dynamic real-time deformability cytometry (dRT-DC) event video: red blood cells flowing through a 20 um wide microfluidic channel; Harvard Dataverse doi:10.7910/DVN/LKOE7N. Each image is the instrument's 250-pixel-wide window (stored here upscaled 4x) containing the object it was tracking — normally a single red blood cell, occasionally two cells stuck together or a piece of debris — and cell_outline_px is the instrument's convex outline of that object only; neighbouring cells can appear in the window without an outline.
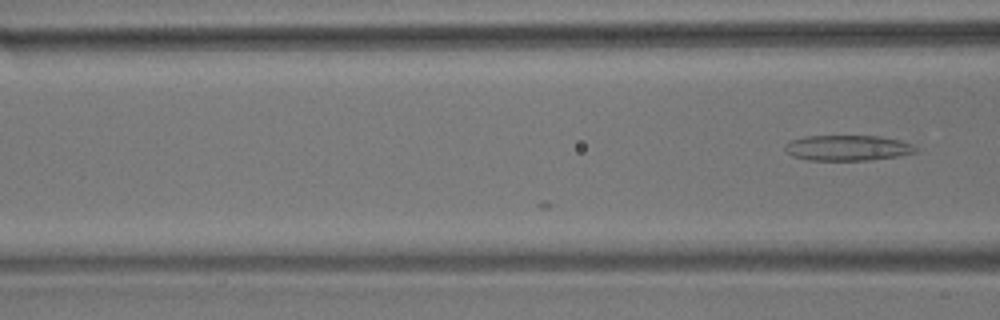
{"species": "common noctule bat (a hibernating species)", "species_latin": "Nyctalus noctula", "temperature_condition": "room temperature", "stored_images_in_passage": 5, "camera_frame_rate_fps": 3000, "um_per_image_px": 0.085, "animal": {"sex": "male", "body_mass_g": 17.9}, "frame": {"image": 1, "passage_image": 5, "time_ms": 1.333, "image_size_px": [1000, 320], "cell_outline_px": [[916, 152], [896, 156], [872, 160], [808, 160], [792, 156], [784, 148], [784, 144], [788, 140], [804, 136], [876, 136], [900, 140], [912, 144], [916, 148]], "centroid_in_image_um": [71.99, 12.57], "position_along_channel_um": 94.6, "area_um2": 19.42}}